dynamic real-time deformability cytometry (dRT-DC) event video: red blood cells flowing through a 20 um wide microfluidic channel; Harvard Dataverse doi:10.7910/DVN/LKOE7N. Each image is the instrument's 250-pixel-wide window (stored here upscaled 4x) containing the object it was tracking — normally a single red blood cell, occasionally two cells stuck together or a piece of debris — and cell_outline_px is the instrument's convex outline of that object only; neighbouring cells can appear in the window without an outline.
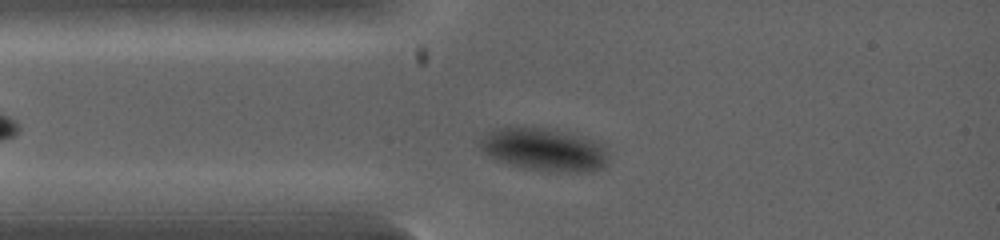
{"species": "common noctule bat (a hibernating species)", "species_latin": "Nyctalus noctula", "temperature_condition": "warm", "stored_images_in_passage": 48, "camera_frame_rate_fps": 5000, "um_per_image_px": 0.085, "animal": {"sex": "female", "body_mass_g": 19.0, "forearm_length_mm": 53.3}, "frame": {"image": 1, "passage_image": 7, "time_ms": 1.4, "image_size_px": [1000, 240], "cell_outline_px": [[608, 160], [604, 168], [592, 172], [564, 172], [524, 168], [500, 160], [484, 152], [476, 144], [480, 140], [496, 128], [548, 128], [584, 136], [600, 144], [604, 148]], "centroid_in_image_um": [46.3, 12.72], "position_along_channel_um": 38.7, "area_um2": 31.56}}
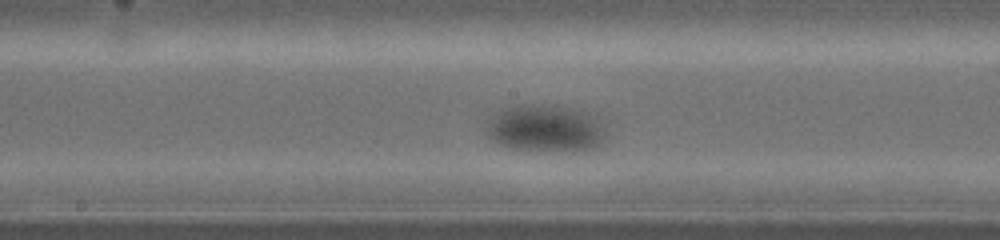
{"frame": {"image": 2, "passage_image": 23, "time_ms": 4.6, "image_size_px": [1000, 240], "cell_outline_px": [[604, 140], [596, 148], [584, 152], [556, 152], [512, 148], [500, 144], [492, 140], [488, 136], [488, 120], [500, 108], [516, 104], [532, 104], [572, 108], [596, 112], [604, 128]], "centroid_in_image_um": [46.43, 10.92], "position_along_channel_um": 201.8, "area_um2": 33.81}}
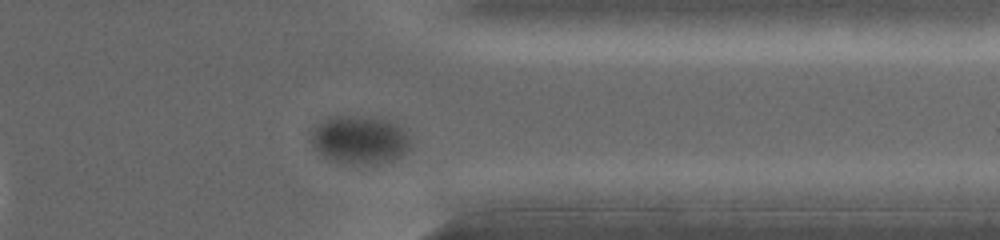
{"frame": {"image": 3, "passage_image": 40, "time_ms": 8.0, "image_size_px": [1000, 240], "cell_outline_px": [[408, 148], [400, 156], [392, 160], [376, 164], [352, 164], [332, 160], [324, 156], [312, 144], [312, 132], [316, 124], [328, 116], [360, 116], [384, 120], [396, 124], [408, 136]], "centroid_in_image_um": [30.53, 11.88], "position_along_channel_um": 380.9, "area_um2": 27.4}}